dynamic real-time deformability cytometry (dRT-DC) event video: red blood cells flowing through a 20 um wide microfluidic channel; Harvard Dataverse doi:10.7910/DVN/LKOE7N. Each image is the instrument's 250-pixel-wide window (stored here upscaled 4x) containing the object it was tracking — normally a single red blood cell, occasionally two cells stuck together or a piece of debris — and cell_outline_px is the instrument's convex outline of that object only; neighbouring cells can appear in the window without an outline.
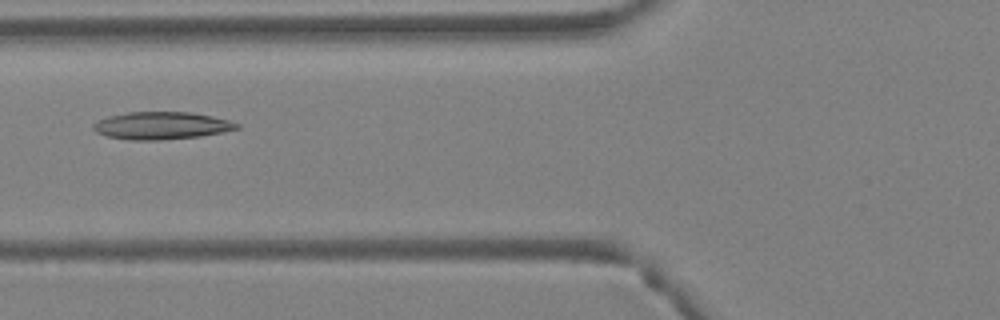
{"species": "Egyptian fruit bat (a non-hibernating species)", "species_latin": "Rousettus aegyptiacus", "temperature_condition": "warm", "stored_images_in_passage": 7, "camera_frame_rate_fps": 3000, "um_per_image_px": 0.085, "animal": {"sex": "female"}, "frame": {"image": 1, "passage_image": 7, "time_ms": 2.0, "image_size_px": [1000, 320], "cell_outline_px": [[240, 128], [200, 136], [160, 140], [128, 140], [104, 136], [96, 132], [92, 128], [92, 124], [96, 120], [108, 116], [128, 112], [192, 112], [212, 116], [228, 120], [240, 124]], "centroid_in_image_um": [13.66, 10.67], "position_along_channel_um": 112.1, "area_um2": 23.12}}